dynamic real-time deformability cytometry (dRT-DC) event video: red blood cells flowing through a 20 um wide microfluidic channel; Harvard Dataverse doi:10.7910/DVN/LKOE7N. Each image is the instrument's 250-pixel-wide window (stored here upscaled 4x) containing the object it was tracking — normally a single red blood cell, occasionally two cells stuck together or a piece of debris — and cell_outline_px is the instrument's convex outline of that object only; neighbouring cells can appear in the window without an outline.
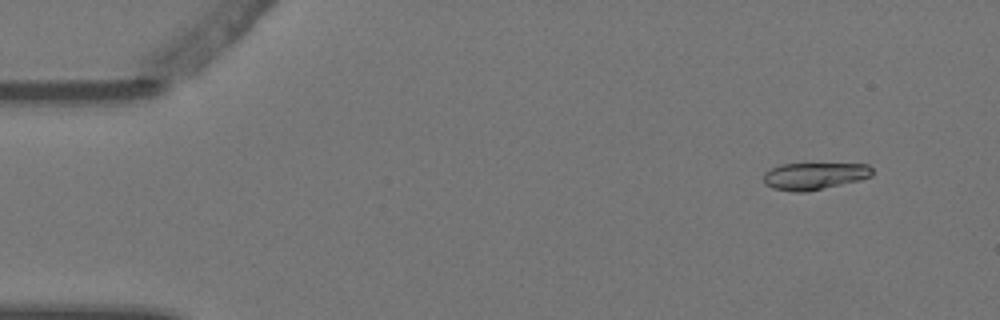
{"species": "Egyptian fruit bat (a non-hibernating species)", "species_latin": "Rousettus aegyptiacus", "temperature_condition": "warm", "stored_images_in_passage": 4, "camera_frame_rate_fps": 3000, "um_per_image_px": 0.085, "animal": {"sex": "female"}, "frame": {"image": 1, "passage_image": 1, "time_ms": 0.0, "image_size_px": [1000, 320], "cell_outline_px": [[872, 176], [860, 180], [804, 192], [792, 192], [772, 188], [764, 184], [764, 172], [780, 164], [868, 164], [872, 168]], "centroid_in_image_um": [69.2, 14.96], "position_along_channel_um": 15.8, "area_um2": 17.05}}